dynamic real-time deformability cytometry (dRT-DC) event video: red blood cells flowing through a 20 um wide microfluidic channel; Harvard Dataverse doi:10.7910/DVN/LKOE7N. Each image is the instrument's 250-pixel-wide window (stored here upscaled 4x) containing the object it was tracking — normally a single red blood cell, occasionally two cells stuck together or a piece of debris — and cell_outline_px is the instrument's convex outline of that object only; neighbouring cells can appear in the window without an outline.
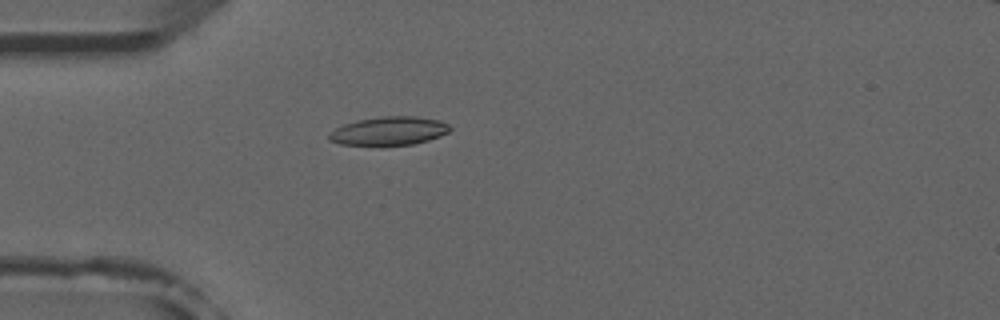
{"species": "common noctule bat (a hibernating species)", "species_latin": "Nyctalus noctula", "temperature_condition": "room temperature", "stored_images_in_passage": 1, "camera_frame_rate_fps": 3000, "um_per_image_px": 0.085, "animal": {"sex": "male", "forearm_length_mm": 52.5}, "frame": {"image": 1, "passage_image": 1, "time_ms": 0.0, "image_size_px": [1000, 320], "cell_outline_px": [[452, 128], [448, 132], [440, 136], [428, 140], [412, 144], [340, 144], [328, 140], [328, 132], [344, 124], [360, 120], [384, 116], [416, 116], [440, 120], [448, 124]], "centroid_in_image_um": [33.08, 11.11], "position_along_channel_um": 51.9, "area_um2": 19.77}}